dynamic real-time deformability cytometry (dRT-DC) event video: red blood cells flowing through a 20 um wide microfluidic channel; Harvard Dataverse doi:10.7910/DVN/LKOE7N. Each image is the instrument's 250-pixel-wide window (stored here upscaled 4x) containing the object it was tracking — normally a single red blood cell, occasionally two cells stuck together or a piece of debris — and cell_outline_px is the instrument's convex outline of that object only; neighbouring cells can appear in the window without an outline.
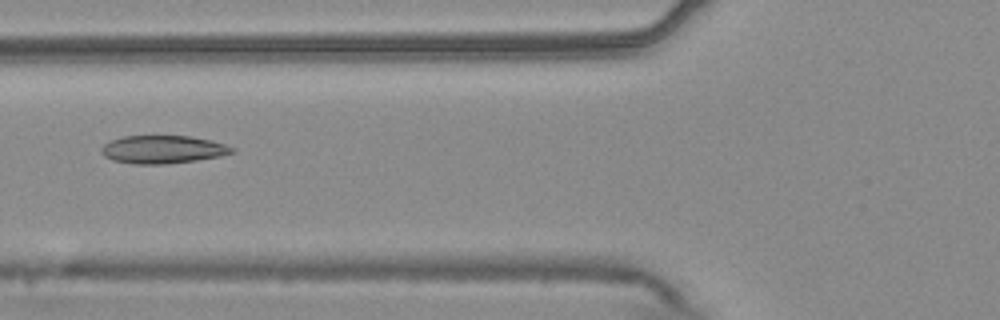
{"species": "common noctule bat (a hibernating species)", "species_latin": "Nyctalus noctula", "temperature_condition": "warm", "stored_images_in_passage": 54, "camera_frame_rate_fps": 3000, "um_per_image_px": 0.085, "animal": {"sex": "male", "body_mass_g": 20.4}, "frame": {"image": 1, "passage_image": 21, "time_ms": 6.667, "image_size_px": [1000, 320], "cell_outline_px": [[236, 152], [220, 156], [196, 160], [164, 164], [132, 164], [112, 160], [104, 156], [100, 152], [100, 148], [104, 144], [112, 140], [124, 136], [192, 136], [212, 140], [236, 148]], "centroid_in_image_um": [13.85, 12.7], "position_along_channel_um": 112.0, "area_um2": 21.44}}
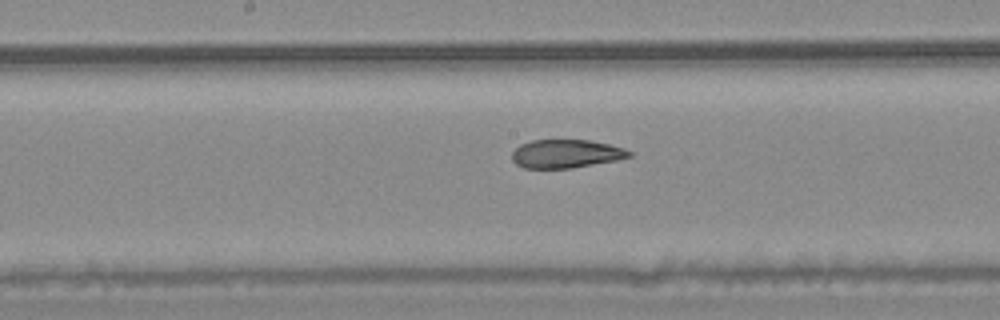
{"frame": {"image": 2, "passage_image": 28, "time_ms": 9.0, "image_size_px": [1000, 320], "cell_outline_px": [[632, 156], [616, 160], [572, 168], [524, 168], [516, 164], [512, 160], [512, 152], [520, 144], [532, 140], [592, 140], [624, 148], [632, 152]], "centroid_in_image_um": [48.1, 13.06], "position_along_channel_um": 200.1, "area_um2": 19.42}}
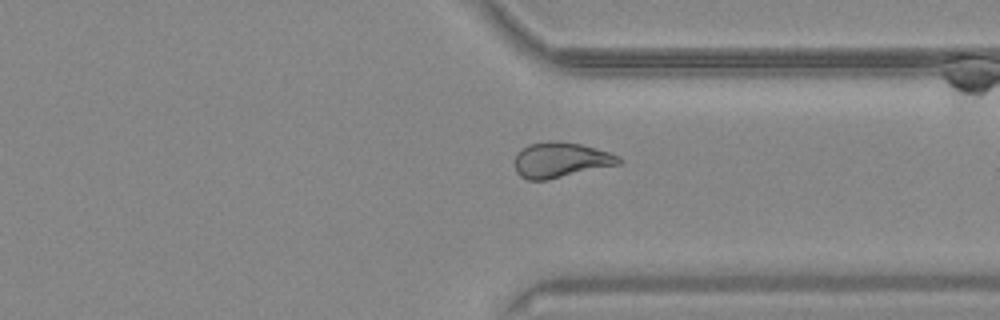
{"frame": {"image": 3, "passage_image": 41, "time_ms": 13.333, "image_size_px": [1000, 320], "cell_outline_px": [[624, 160], [620, 164], [548, 180], [528, 180], [520, 176], [516, 172], [516, 152], [520, 148], [528, 144], [548, 140], [560, 140], [580, 144], [608, 152], [620, 156]], "centroid_in_image_um": [47.65, 13.58], "position_along_channel_um": 363.7, "area_um2": 21.68}, "authors_computed_cell_mechanics": {"area_um2": 22.4842, "velocity_mm_per_s": 3.7787, "shape_relaxation_time_tau1_ms": null, "shape_relaxation_time_tau2_ms": 3.3532, "deformation_change_tau1": null, "deformation_change_tau2": 0.0937}}